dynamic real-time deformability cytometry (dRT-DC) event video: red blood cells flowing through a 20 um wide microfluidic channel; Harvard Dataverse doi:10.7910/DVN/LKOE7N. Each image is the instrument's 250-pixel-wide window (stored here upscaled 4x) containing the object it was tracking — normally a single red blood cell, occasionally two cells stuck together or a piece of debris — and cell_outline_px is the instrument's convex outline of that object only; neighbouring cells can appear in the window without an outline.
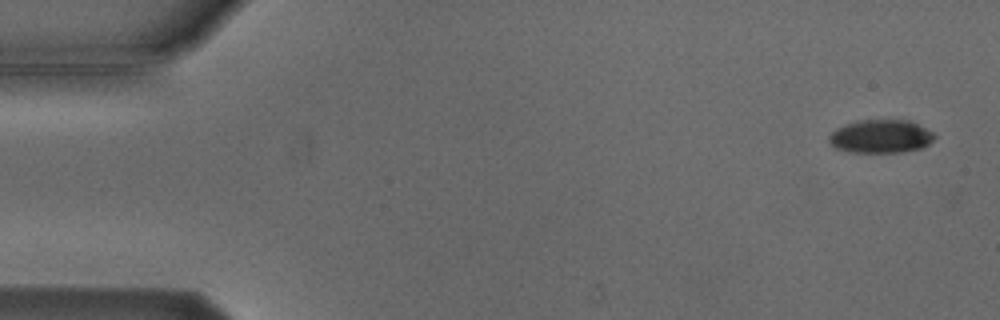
{"species": "Egyptian fruit bat (a non-hibernating species)", "species_latin": "Rousettus aegyptiacus", "temperature_condition": "cold", "stored_images_in_passage": 4, "camera_frame_rate_fps": 3000, "um_per_image_px": 0.085, "animal": {"sex": "male"}, "frame": {"image": 1, "passage_image": 1, "time_ms": 0.0, "image_size_px": [1000, 320], "cell_outline_px": [[936, 136], [928, 144], [920, 148], [900, 152], [848, 152], [836, 148], [828, 140], [828, 136], [836, 128], [856, 120], [908, 120], [932, 132]], "centroid_in_image_um": [74.82, 11.59], "position_along_channel_um": 10.2, "area_um2": 20.29}}
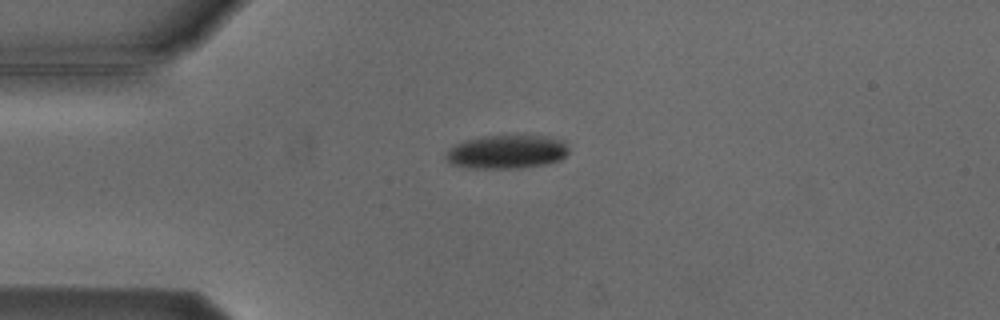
{"frame": {"image": 2, "passage_image": 4, "time_ms": 3.667, "image_size_px": [1000, 320], "cell_outline_px": [[568, 152], [560, 160], [548, 164], [516, 168], [468, 168], [452, 164], [444, 156], [444, 152], [448, 148], [456, 144], [468, 140], [484, 136], [548, 136], [564, 140], [568, 148]], "centroid_in_image_um": [43.07, 12.91], "position_along_channel_um": 41.9, "area_um2": 24.1}}